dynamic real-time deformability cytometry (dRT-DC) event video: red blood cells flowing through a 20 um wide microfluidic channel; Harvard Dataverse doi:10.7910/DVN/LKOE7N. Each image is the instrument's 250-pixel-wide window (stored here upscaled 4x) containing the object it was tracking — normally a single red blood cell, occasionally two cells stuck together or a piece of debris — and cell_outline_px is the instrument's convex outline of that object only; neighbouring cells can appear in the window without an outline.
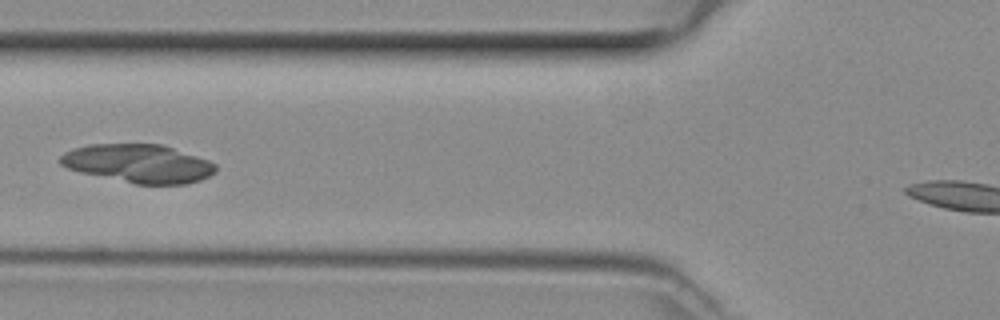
{"species": "common noctule bat (a hibernating species)", "species_latin": "Nyctalus noctula", "temperature_condition": "room temperature", "stored_images_in_passage": 29, "camera_frame_rate_fps": 3000, "um_per_image_px": 0.085, "animal": {"sex": "female", "body_mass_g": 29.2, "forearm_length_mm": 56.3}, "frame": {"image": 1, "passage_image": 5, "time_ms": 1.333, "image_size_px": [1000, 320], "cell_outline_px": [[216, 172], [200, 180], [188, 184], [136, 184], [80, 172], [68, 168], [60, 164], [60, 156], [64, 152], [72, 148], [88, 144], [160, 144], [208, 160], [216, 164]], "centroid_in_image_um": [11.75, 13.9], "position_along_channel_um": 114.1, "area_um2": 34.62}}
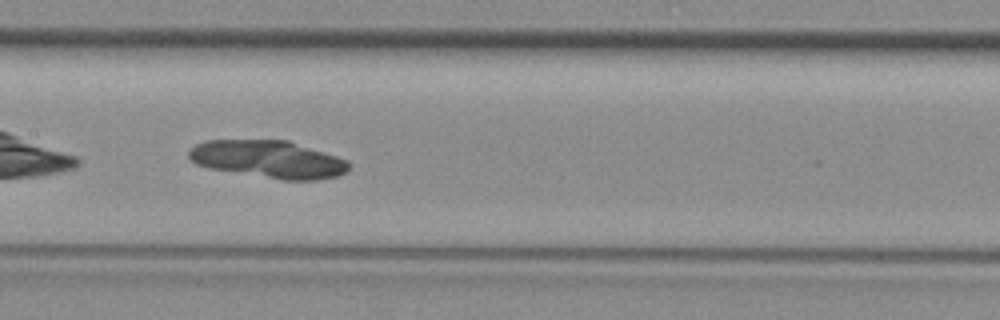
{"frame": {"image": 2, "passage_image": 10, "time_ms": 3.0, "image_size_px": [1000, 320], "cell_outline_px": [[352, 164], [348, 172], [336, 176], [316, 180], [280, 180], [212, 168], [196, 164], [188, 156], [188, 152], [196, 144], [208, 140], [288, 140], [348, 160]], "centroid_in_image_um": [22.87, 13.54], "position_along_channel_um": 184.5, "area_um2": 34.91}}
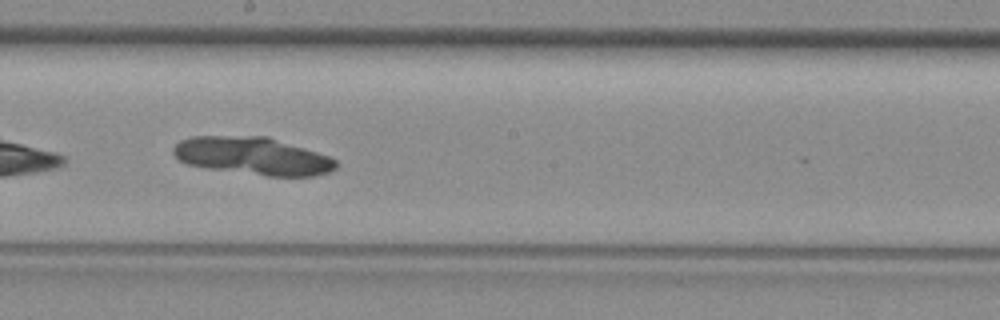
{"frame": {"image": 3, "passage_image": 13, "time_ms": 4.0, "image_size_px": [1000, 320], "cell_outline_px": [[336, 168], [328, 172], [312, 176], [268, 176], [208, 168], [184, 164], [172, 152], [172, 148], [180, 140], [192, 136], [268, 136], [328, 156], [336, 160]], "centroid_in_image_um": [21.44, 13.25], "position_along_channel_um": 226.8, "area_um2": 35.55}}